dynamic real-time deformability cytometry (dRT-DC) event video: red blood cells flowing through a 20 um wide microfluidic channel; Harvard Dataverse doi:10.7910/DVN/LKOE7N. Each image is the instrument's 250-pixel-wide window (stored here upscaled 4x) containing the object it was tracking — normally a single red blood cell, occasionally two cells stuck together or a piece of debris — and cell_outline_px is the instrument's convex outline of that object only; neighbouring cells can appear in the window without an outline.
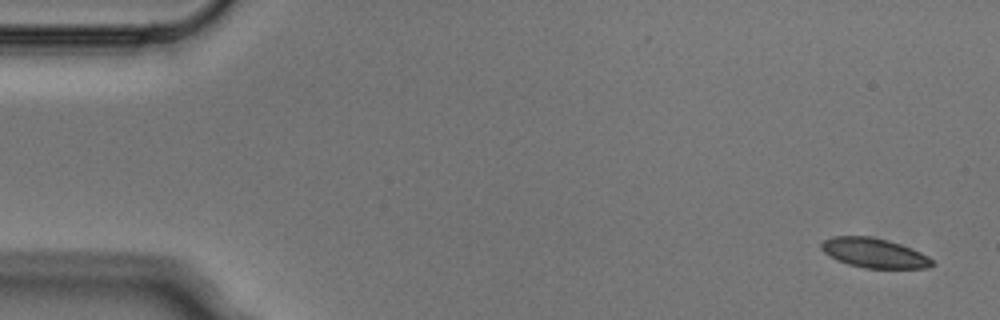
{"species": "Egyptian fruit bat (a non-hibernating species)", "species_latin": "Rousettus aegyptiacus", "temperature_condition": "cold", "stored_images_in_passage": 6, "camera_frame_rate_fps": 3000, "um_per_image_px": 0.085, "animal": {"sex": "male"}, "frame": {"image": 1, "passage_image": 1, "time_ms": 0.0, "image_size_px": [1000, 320], "cell_outline_px": [[936, 264], [928, 268], [864, 268], [848, 264], [836, 260], [828, 256], [820, 248], [820, 244], [824, 240], [832, 236], [872, 236], [888, 240], [912, 248], [928, 256]], "centroid_in_image_um": [74.29, 21.5], "position_along_channel_um": 10.7, "area_um2": 19.31}}
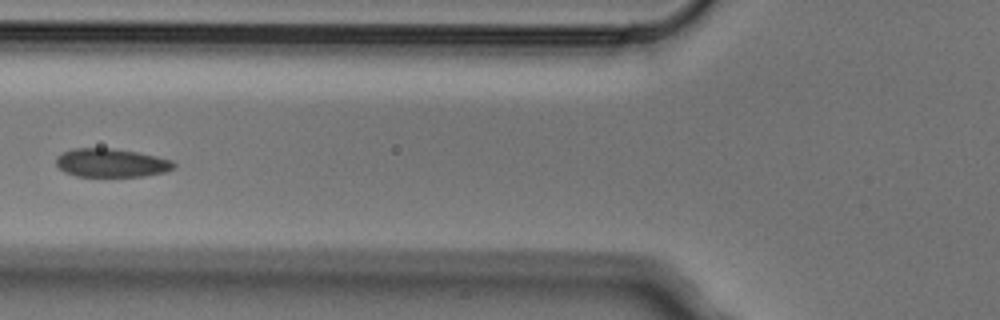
{"frame": {"image": 2, "passage_image": 5, "time_ms": 1.333, "image_size_px": [1000, 320], "cell_outline_px": [[176, 168], [164, 172], [144, 176], [76, 176], [64, 172], [56, 164], [56, 156], [60, 152], [72, 148], [112, 148], [136, 152], [156, 156], [172, 160], [176, 164]], "centroid_in_image_um": [9.44, 13.83], "position_along_channel_um": 116.4, "area_um2": 19.71}}
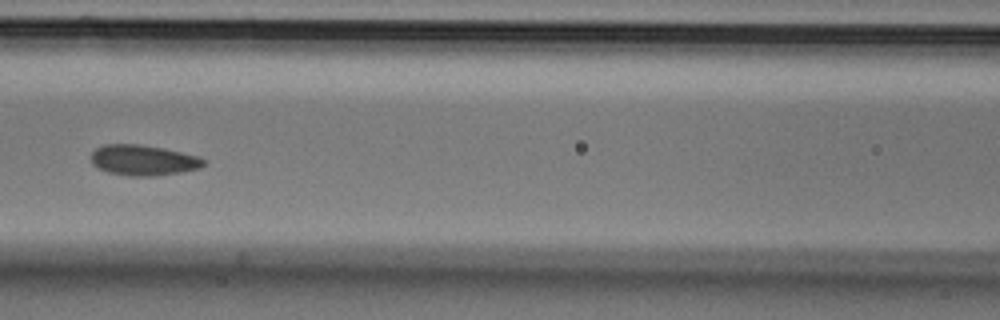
{"frame": {"image": 3, "passage_image": 6, "time_ms": 1.667, "image_size_px": [1000, 320], "cell_outline_px": [[208, 160], [200, 168], [180, 172], [156, 176], [128, 176], [108, 172], [96, 168], [92, 164], [92, 152], [96, 148], [104, 144], [140, 144], [164, 148], [200, 156]], "centroid_in_image_um": [12.2, 13.61], "position_along_channel_um": 154.4, "area_um2": 20.29}}